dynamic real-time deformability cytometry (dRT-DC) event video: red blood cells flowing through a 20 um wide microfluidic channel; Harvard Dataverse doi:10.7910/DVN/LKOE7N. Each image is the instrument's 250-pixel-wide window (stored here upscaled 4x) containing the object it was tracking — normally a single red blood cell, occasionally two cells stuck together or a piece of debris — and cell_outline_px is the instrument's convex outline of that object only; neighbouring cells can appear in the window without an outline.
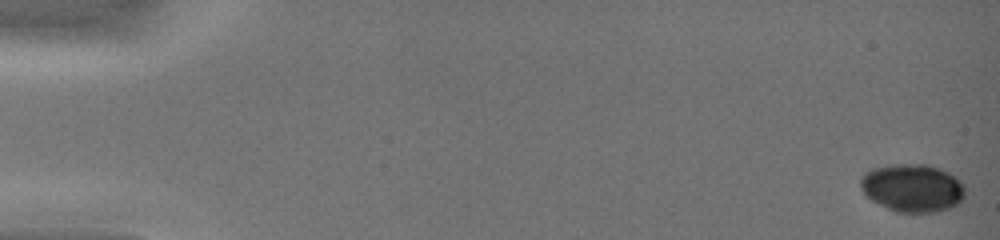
{"species": "common noctule bat (a hibernating species)", "species_latin": "Nyctalus noctula", "temperature_condition": "warm", "stored_images_in_passage": 17, "camera_frame_rate_fps": 3000, "um_per_image_px": 0.085, "animal": {"sex": "female", "body_mass_g": 19.0, "forearm_length_mm": 51.5}, "frame": {"image": 1, "passage_image": 1, "time_ms": 0.0, "image_size_px": [1000, 240], "cell_outline_px": [[964, 196], [956, 204], [948, 208], [936, 212], [896, 212], [872, 200], [860, 188], [860, 180], [864, 172], [872, 168], [896, 164], [928, 164], [940, 168], [956, 176], [964, 184]], "centroid_in_image_um": [77.56, 15.95], "position_along_channel_um": 7.4, "area_um2": 29.19}}
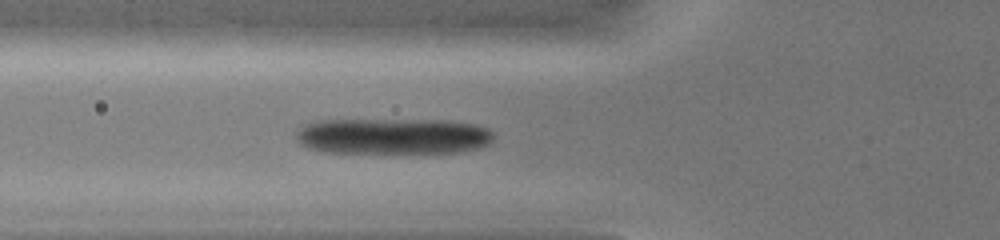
{"frame": {"image": 2, "passage_image": 12, "time_ms": 6.0, "image_size_px": [1000, 240], "cell_outline_px": [[492, 140], [488, 144], [476, 148], [460, 152], [324, 152], [308, 148], [300, 144], [296, 140], [296, 128], [304, 124], [320, 120], [448, 120], [476, 124], [488, 128], [492, 132]], "centroid_in_image_um": [33.36, 11.56], "position_along_channel_um": 92.4, "area_um2": 41.62}}
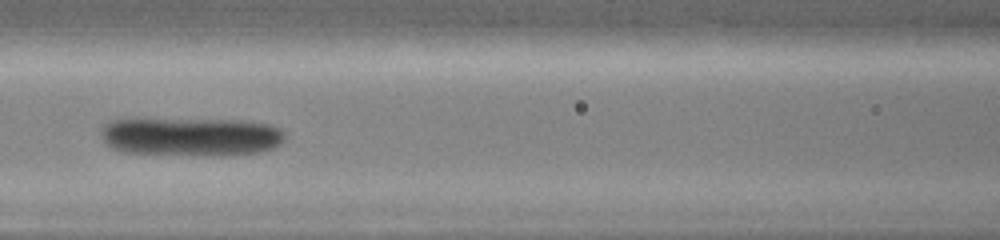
{"frame": {"image": 3, "passage_image": 15, "time_ms": 7.333, "image_size_px": [1000, 240], "cell_outline_px": [[284, 136], [280, 144], [272, 148], [256, 152], [224, 156], [220, 156], [124, 152], [112, 148], [104, 144], [100, 136], [100, 128], [104, 124], [112, 120], [244, 120], [272, 124], [280, 128], [284, 132]], "centroid_in_image_um": [16.23, 11.62], "position_along_channel_um": 150.4, "area_um2": 41.38}}